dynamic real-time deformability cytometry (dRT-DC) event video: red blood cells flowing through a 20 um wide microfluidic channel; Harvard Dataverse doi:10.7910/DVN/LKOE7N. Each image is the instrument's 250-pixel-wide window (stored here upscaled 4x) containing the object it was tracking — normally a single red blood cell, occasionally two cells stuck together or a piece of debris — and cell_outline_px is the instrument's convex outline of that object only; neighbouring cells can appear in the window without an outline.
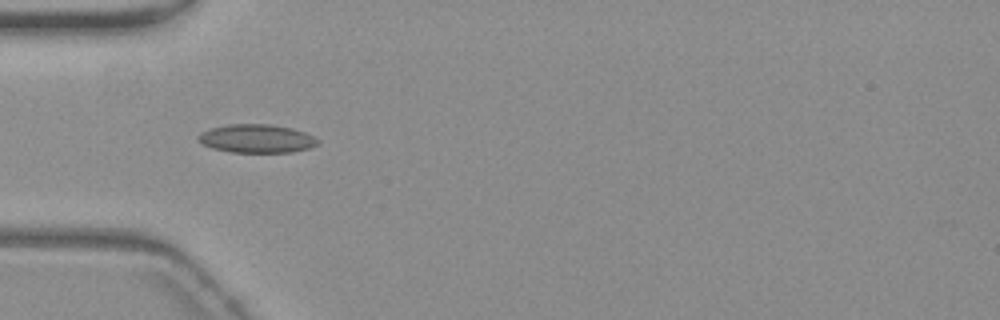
{"species": "common noctule bat (a hibernating species)", "species_latin": "Nyctalus noctula", "temperature_condition": "warm", "stored_images_in_passage": 6, "camera_frame_rate_fps": 3000, "um_per_image_px": 0.085, "animal": {"sex": "female", "body_mass_g": 19.3, "forearm_length_mm": 54.1}, "frame": {"image": 1, "passage_image": 3, "time_ms": 0.667, "image_size_px": [1000, 320], "cell_outline_px": [[320, 144], [308, 148], [292, 152], [232, 152], [212, 148], [204, 144], [196, 136], [200, 132], [212, 128], [228, 124], [268, 124], [292, 128], [304, 132], [320, 140]], "centroid_in_image_um": [21.83, 11.78], "position_along_channel_um": 63.2, "area_um2": 19.71}}